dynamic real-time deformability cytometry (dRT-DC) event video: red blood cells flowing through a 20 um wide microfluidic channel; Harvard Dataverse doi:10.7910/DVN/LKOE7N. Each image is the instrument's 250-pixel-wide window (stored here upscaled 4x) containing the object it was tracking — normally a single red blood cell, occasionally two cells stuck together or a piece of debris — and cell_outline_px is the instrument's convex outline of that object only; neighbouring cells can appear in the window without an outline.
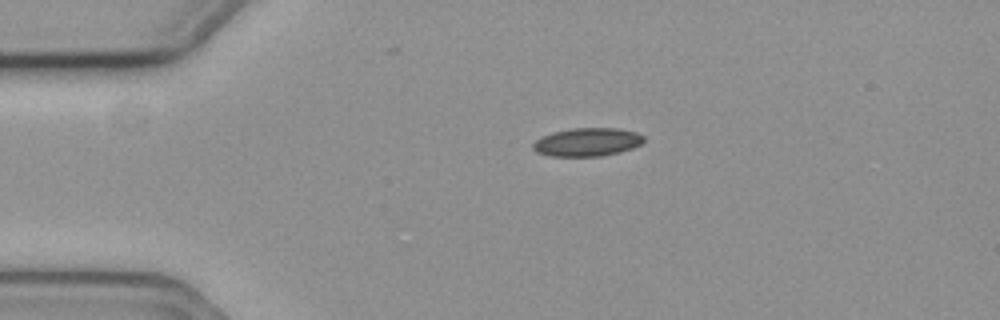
{"species": "common noctule bat (a hibernating species)", "species_latin": "Nyctalus noctula", "temperature_condition": "cold", "stored_images_in_passage": 2, "camera_frame_rate_fps": 3000, "um_per_image_px": 0.085, "animal": {"sex": "female", "body_mass_g": 19.3, "forearm_length_mm": 54.1}, "frame": {"image": 1, "passage_image": 1, "time_ms": 0.0, "image_size_px": [1000, 320], "cell_outline_px": [[644, 140], [640, 144], [632, 148], [620, 152], [600, 156], [548, 156], [536, 152], [532, 148], [532, 144], [536, 140], [552, 132], [572, 128], [620, 128], [636, 132], [644, 136]], "centroid_in_image_um": [49.91, 12.07], "position_along_channel_um": 35.1, "area_um2": 18.32}}